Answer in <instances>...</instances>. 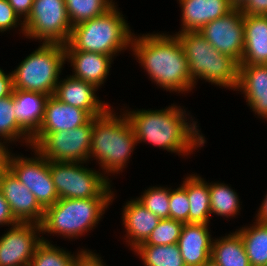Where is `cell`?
<instances>
[{"instance_id":"1","label":"cell","mask_w":267,"mask_h":266,"mask_svg":"<svg viewBox=\"0 0 267 266\" xmlns=\"http://www.w3.org/2000/svg\"><path fill=\"white\" fill-rule=\"evenodd\" d=\"M137 142H146L156 147L187 156L198 147L204 146L206 140L197 128V121L176 104L161 110H126ZM190 119V121L187 120ZM188 121V122H187ZM190 122V123H189ZM192 122V123H191Z\"/></svg>"},{"instance_id":"2","label":"cell","mask_w":267,"mask_h":266,"mask_svg":"<svg viewBox=\"0 0 267 266\" xmlns=\"http://www.w3.org/2000/svg\"><path fill=\"white\" fill-rule=\"evenodd\" d=\"M131 49L152 82L166 91H191L188 61L177 36L155 33L132 37Z\"/></svg>"},{"instance_id":"3","label":"cell","mask_w":267,"mask_h":266,"mask_svg":"<svg viewBox=\"0 0 267 266\" xmlns=\"http://www.w3.org/2000/svg\"><path fill=\"white\" fill-rule=\"evenodd\" d=\"M109 107L102 115L93 117L89 159H96L104 175L122 172L137 146L134 130L124 112L116 115ZM122 115V116H121Z\"/></svg>"},{"instance_id":"4","label":"cell","mask_w":267,"mask_h":266,"mask_svg":"<svg viewBox=\"0 0 267 266\" xmlns=\"http://www.w3.org/2000/svg\"><path fill=\"white\" fill-rule=\"evenodd\" d=\"M122 16L114 4L102 15L73 26L65 51L94 52L114 58L120 51L131 48L135 34Z\"/></svg>"},{"instance_id":"5","label":"cell","mask_w":267,"mask_h":266,"mask_svg":"<svg viewBox=\"0 0 267 266\" xmlns=\"http://www.w3.org/2000/svg\"><path fill=\"white\" fill-rule=\"evenodd\" d=\"M175 35L184 50L194 83L201 79L235 91L239 63L234 58L216 50L198 31L177 32Z\"/></svg>"},{"instance_id":"6","label":"cell","mask_w":267,"mask_h":266,"mask_svg":"<svg viewBox=\"0 0 267 266\" xmlns=\"http://www.w3.org/2000/svg\"><path fill=\"white\" fill-rule=\"evenodd\" d=\"M113 200L114 192L112 198L59 199L44 210L41 233L77 239L96 227Z\"/></svg>"},{"instance_id":"7","label":"cell","mask_w":267,"mask_h":266,"mask_svg":"<svg viewBox=\"0 0 267 266\" xmlns=\"http://www.w3.org/2000/svg\"><path fill=\"white\" fill-rule=\"evenodd\" d=\"M41 44L12 70V86L52 96L66 62L65 49L62 44Z\"/></svg>"},{"instance_id":"8","label":"cell","mask_w":267,"mask_h":266,"mask_svg":"<svg viewBox=\"0 0 267 266\" xmlns=\"http://www.w3.org/2000/svg\"><path fill=\"white\" fill-rule=\"evenodd\" d=\"M82 164L49 161V171L59 199L112 198L108 176Z\"/></svg>"},{"instance_id":"9","label":"cell","mask_w":267,"mask_h":266,"mask_svg":"<svg viewBox=\"0 0 267 266\" xmlns=\"http://www.w3.org/2000/svg\"><path fill=\"white\" fill-rule=\"evenodd\" d=\"M72 27L64 0H34L24 21V36L45 44L66 45Z\"/></svg>"},{"instance_id":"10","label":"cell","mask_w":267,"mask_h":266,"mask_svg":"<svg viewBox=\"0 0 267 266\" xmlns=\"http://www.w3.org/2000/svg\"><path fill=\"white\" fill-rule=\"evenodd\" d=\"M93 117L72 130L48 133L34 148L49 161L86 162L89 160Z\"/></svg>"},{"instance_id":"11","label":"cell","mask_w":267,"mask_h":266,"mask_svg":"<svg viewBox=\"0 0 267 266\" xmlns=\"http://www.w3.org/2000/svg\"><path fill=\"white\" fill-rule=\"evenodd\" d=\"M34 158L11 154L9 170L33 193L45 210L59 200L50 171L49 160L34 149Z\"/></svg>"},{"instance_id":"12","label":"cell","mask_w":267,"mask_h":266,"mask_svg":"<svg viewBox=\"0 0 267 266\" xmlns=\"http://www.w3.org/2000/svg\"><path fill=\"white\" fill-rule=\"evenodd\" d=\"M243 13L233 9L203 26L198 32L219 52L231 56L239 64L244 50Z\"/></svg>"},{"instance_id":"13","label":"cell","mask_w":267,"mask_h":266,"mask_svg":"<svg viewBox=\"0 0 267 266\" xmlns=\"http://www.w3.org/2000/svg\"><path fill=\"white\" fill-rule=\"evenodd\" d=\"M41 225L18 223L0 237V266H29L42 241Z\"/></svg>"},{"instance_id":"14","label":"cell","mask_w":267,"mask_h":266,"mask_svg":"<svg viewBox=\"0 0 267 266\" xmlns=\"http://www.w3.org/2000/svg\"><path fill=\"white\" fill-rule=\"evenodd\" d=\"M0 191L18 222L41 224L44 209L9 169L0 176Z\"/></svg>"},{"instance_id":"15","label":"cell","mask_w":267,"mask_h":266,"mask_svg":"<svg viewBox=\"0 0 267 266\" xmlns=\"http://www.w3.org/2000/svg\"><path fill=\"white\" fill-rule=\"evenodd\" d=\"M91 118L87 111L62 103L53 95L49 96L43 122L31 137V147L34 148L50 132L72 130L86 124Z\"/></svg>"},{"instance_id":"16","label":"cell","mask_w":267,"mask_h":266,"mask_svg":"<svg viewBox=\"0 0 267 266\" xmlns=\"http://www.w3.org/2000/svg\"><path fill=\"white\" fill-rule=\"evenodd\" d=\"M66 77L64 80H59L53 94L59 101L81 108L92 117L102 115L110 107V104L98 99L99 97L96 96L98 88L94 85L71 75Z\"/></svg>"},{"instance_id":"17","label":"cell","mask_w":267,"mask_h":266,"mask_svg":"<svg viewBox=\"0 0 267 266\" xmlns=\"http://www.w3.org/2000/svg\"><path fill=\"white\" fill-rule=\"evenodd\" d=\"M235 89L244 94L247 105L258 117L267 120V64L239 65Z\"/></svg>"},{"instance_id":"18","label":"cell","mask_w":267,"mask_h":266,"mask_svg":"<svg viewBox=\"0 0 267 266\" xmlns=\"http://www.w3.org/2000/svg\"><path fill=\"white\" fill-rule=\"evenodd\" d=\"M208 226L184 223L177 244L185 266H201L211 257L213 238Z\"/></svg>"},{"instance_id":"19","label":"cell","mask_w":267,"mask_h":266,"mask_svg":"<svg viewBox=\"0 0 267 266\" xmlns=\"http://www.w3.org/2000/svg\"><path fill=\"white\" fill-rule=\"evenodd\" d=\"M113 57L86 51H65V61L71 63V76L91 83L96 88L104 84L109 75Z\"/></svg>"},{"instance_id":"20","label":"cell","mask_w":267,"mask_h":266,"mask_svg":"<svg viewBox=\"0 0 267 266\" xmlns=\"http://www.w3.org/2000/svg\"><path fill=\"white\" fill-rule=\"evenodd\" d=\"M182 13V29L179 32L199 31L207 23L216 20L234 8L229 0H178Z\"/></svg>"},{"instance_id":"21","label":"cell","mask_w":267,"mask_h":266,"mask_svg":"<svg viewBox=\"0 0 267 266\" xmlns=\"http://www.w3.org/2000/svg\"><path fill=\"white\" fill-rule=\"evenodd\" d=\"M121 218L126 229V243L128 242L132 250L147 240L161 220L137 199L126 202Z\"/></svg>"},{"instance_id":"22","label":"cell","mask_w":267,"mask_h":266,"mask_svg":"<svg viewBox=\"0 0 267 266\" xmlns=\"http://www.w3.org/2000/svg\"><path fill=\"white\" fill-rule=\"evenodd\" d=\"M245 41L239 65L267 64V15H244Z\"/></svg>"},{"instance_id":"23","label":"cell","mask_w":267,"mask_h":266,"mask_svg":"<svg viewBox=\"0 0 267 266\" xmlns=\"http://www.w3.org/2000/svg\"><path fill=\"white\" fill-rule=\"evenodd\" d=\"M14 113L18 123L33 136L40 128L48 95L40 92L12 89Z\"/></svg>"},{"instance_id":"24","label":"cell","mask_w":267,"mask_h":266,"mask_svg":"<svg viewBox=\"0 0 267 266\" xmlns=\"http://www.w3.org/2000/svg\"><path fill=\"white\" fill-rule=\"evenodd\" d=\"M181 186L186 190L190 203L189 223L209 225L211 219L209 183L199 175L192 174L184 178Z\"/></svg>"},{"instance_id":"25","label":"cell","mask_w":267,"mask_h":266,"mask_svg":"<svg viewBox=\"0 0 267 266\" xmlns=\"http://www.w3.org/2000/svg\"><path fill=\"white\" fill-rule=\"evenodd\" d=\"M215 239L211 257L220 266H251L241 236L236 231Z\"/></svg>"},{"instance_id":"26","label":"cell","mask_w":267,"mask_h":266,"mask_svg":"<svg viewBox=\"0 0 267 266\" xmlns=\"http://www.w3.org/2000/svg\"><path fill=\"white\" fill-rule=\"evenodd\" d=\"M253 222L236 232L241 236L251 266H267V224Z\"/></svg>"},{"instance_id":"27","label":"cell","mask_w":267,"mask_h":266,"mask_svg":"<svg viewBox=\"0 0 267 266\" xmlns=\"http://www.w3.org/2000/svg\"><path fill=\"white\" fill-rule=\"evenodd\" d=\"M144 266H185L177 243L171 245L140 244L133 250Z\"/></svg>"},{"instance_id":"28","label":"cell","mask_w":267,"mask_h":266,"mask_svg":"<svg viewBox=\"0 0 267 266\" xmlns=\"http://www.w3.org/2000/svg\"><path fill=\"white\" fill-rule=\"evenodd\" d=\"M31 137L16 119L12 93L0 99V138L9 143H15V141H19L18 139H22V142L25 141L31 148Z\"/></svg>"},{"instance_id":"29","label":"cell","mask_w":267,"mask_h":266,"mask_svg":"<svg viewBox=\"0 0 267 266\" xmlns=\"http://www.w3.org/2000/svg\"><path fill=\"white\" fill-rule=\"evenodd\" d=\"M210 210L221 217H235L240 211V199L234 189L224 183H209Z\"/></svg>"},{"instance_id":"30","label":"cell","mask_w":267,"mask_h":266,"mask_svg":"<svg viewBox=\"0 0 267 266\" xmlns=\"http://www.w3.org/2000/svg\"><path fill=\"white\" fill-rule=\"evenodd\" d=\"M72 26L93 19L108 11L113 0H64Z\"/></svg>"},{"instance_id":"31","label":"cell","mask_w":267,"mask_h":266,"mask_svg":"<svg viewBox=\"0 0 267 266\" xmlns=\"http://www.w3.org/2000/svg\"><path fill=\"white\" fill-rule=\"evenodd\" d=\"M75 256L42 237L29 266H73Z\"/></svg>"},{"instance_id":"32","label":"cell","mask_w":267,"mask_h":266,"mask_svg":"<svg viewBox=\"0 0 267 266\" xmlns=\"http://www.w3.org/2000/svg\"><path fill=\"white\" fill-rule=\"evenodd\" d=\"M136 199L159 219L170 218L169 187H149Z\"/></svg>"},{"instance_id":"33","label":"cell","mask_w":267,"mask_h":266,"mask_svg":"<svg viewBox=\"0 0 267 266\" xmlns=\"http://www.w3.org/2000/svg\"><path fill=\"white\" fill-rule=\"evenodd\" d=\"M184 223L171 218L161 219L147 240L142 244L171 245L178 243Z\"/></svg>"},{"instance_id":"34","label":"cell","mask_w":267,"mask_h":266,"mask_svg":"<svg viewBox=\"0 0 267 266\" xmlns=\"http://www.w3.org/2000/svg\"><path fill=\"white\" fill-rule=\"evenodd\" d=\"M170 218L189 223L190 203L186 190L179 186L177 189L170 188Z\"/></svg>"},{"instance_id":"35","label":"cell","mask_w":267,"mask_h":266,"mask_svg":"<svg viewBox=\"0 0 267 266\" xmlns=\"http://www.w3.org/2000/svg\"><path fill=\"white\" fill-rule=\"evenodd\" d=\"M17 25L21 27L20 32L24 35V22L14 12L8 0H0V32L9 31L18 27Z\"/></svg>"},{"instance_id":"36","label":"cell","mask_w":267,"mask_h":266,"mask_svg":"<svg viewBox=\"0 0 267 266\" xmlns=\"http://www.w3.org/2000/svg\"><path fill=\"white\" fill-rule=\"evenodd\" d=\"M101 258L88 249H81L75 256L73 266H108Z\"/></svg>"},{"instance_id":"37","label":"cell","mask_w":267,"mask_h":266,"mask_svg":"<svg viewBox=\"0 0 267 266\" xmlns=\"http://www.w3.org/2000/svg\"><path fill=\"white\" fill-rule=\"evenodd\" d=\"M240 10L243 15H267V0H247Z\"/></svg>"},{"instance_id":"38","label":"cell","mask_w":267,"mask_h":266,"mask_svg":"<svg viewBox=\"0 0 267 266\" xmlns=\"http://www.w3.org/2000/svg\"><path fill=\"white\" fill-rule=\"evenodd\" d=\"M19 222L14 218L8 202L5 200L4 196L0 191V225H10L14 226Z\"/></svg>"},{"instance_id":"39","label":"cell","mask_w":267,"mask_h":266,"mask_svg":"<svg viewBox=\"0 0 267 266\" xmlns=\"http://www.w3.org/2000/svg\"><path fill=\"white\" fill-rule=\"evenodd\" d=\"M33 1L34 0H8L14 12L20 19H23V22L27 19L32 10Z\"/></svg>"},{"instance_id":"40","label":"cell","mask_w":267,"mask_h":266,"mask_svg":"<svg viewBox=\"0 0 267 266\" xmlns=\"http://www.w3.org/2000/svg\"><path fill=\"white\" fill-rule=\"evenodd\" d=\"M12 75L6 74L4 70L0 68V99L9 96L12 93Z\"/></svg>"},{"instance_id":"41","label":"cell","mask_w":267,"mask_h":266,"mask_svg":"<svg viewBox=\"0 0 267 266\" xmlns=\"http://www.w3.org/2000/svg\"><path fill=\"white\" fill-rule=\"evenodd\" d=\"M1 140L2 139H0V176L9 169V161L12 154L8 150V145H6L9 142L6 140H2V142Z\"/></svg>"},{"instance_id":"42","label":"cell","mask_w":267,"mask_h":266,"mask_svg":"<svg viewBox=\"0 0 267 266\" xmlns=\"http://www.w3.org/2000/svg\"><path fill=\"white\" fill-rule=\"evenodd\" d=\"M264 200L262 201V204L258 210V214H256V219L258 222H261L263 224H267V194L264 196Z\"/></svg>"},{"instance_id":"43","label":"cell","mask_w":267,"mask_h":266,"mask_svg":"<svg viewBox=\"0 0 267 266\" xmlns=\"http://www.w3.org/2000/svg\"><path fill=\"white\" fill-rule=\"evenodd\" d=\"M229 2L234 9H241L247 0H229Z\"/></svg>"},{"instance_id":"44","label":"cell","mask_w":267,"mask_h":266,"mask_svg":"<svg viewBox=\"0 0 267 266\" xmlns=\"http://www.w3.org/2000/svg\"><path fill=\"white\" fill-rule=\"evenodd\" d=\"M201 266H220V265L212 257H210Z\"/></svg>"}]
</instances>
